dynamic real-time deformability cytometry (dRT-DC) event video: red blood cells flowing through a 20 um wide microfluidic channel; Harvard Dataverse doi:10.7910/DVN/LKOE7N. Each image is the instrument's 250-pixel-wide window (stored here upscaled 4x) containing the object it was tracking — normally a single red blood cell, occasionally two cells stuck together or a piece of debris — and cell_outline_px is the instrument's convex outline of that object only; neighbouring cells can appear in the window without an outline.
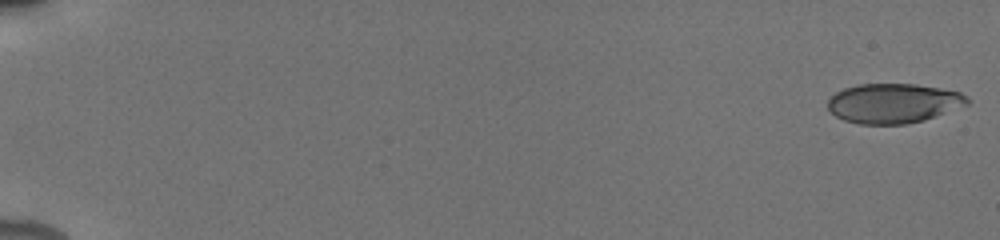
{"species": "human", "species_latin": "Homo sapiens", "temperature_condition": "cold", "stored_images_in_passage": 26, "camera_frame_rate_fps": 3000, "um_per_image_px": 0.085, "donor": {"sex": "male"}, "frame": {"image": 1, "passage_image": 1, "time_ms": 0.0, "image_size_px": [1000, 240], "cell_outline_px": [[972, 100], [968, 104], [924, 120], [908, 124], [860, 124], [844, 120], [836, 116], [828, 108], [828, 100], [836, 92], [844, 88], [856, 84], [916, 84], [940, 88], [960, 92], [968, 96]], "centroid_in_image_um": [75.96, 8.77], "position_along_channel_um": 9.0, "area_um2": 32.25}}
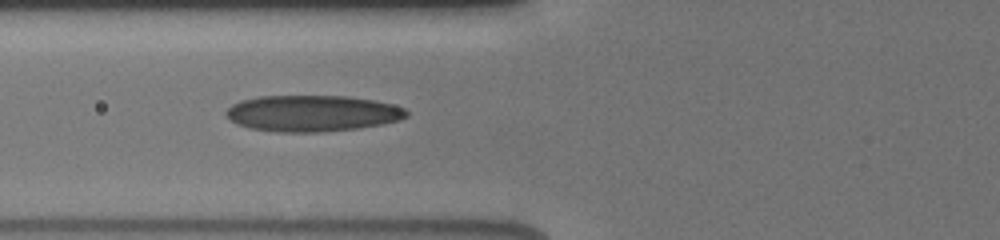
{"frame": {"image": 2, "passage_image": 16, "time_ms": 7.333, "image_size_px": [1000, 240], "cell_outline_px": [[408, 116], [400, 120], [380, 124], [356, 128], [320, 132], [276, 132], [248, 128], [236, 124], [224, 116], [224, 112], [232, 104], [240, 100], [256, 96], [348, 96], [372, 100], [392, 104], [404, 108], [408, 112]], "centroid_in_image_um": [26.47, 9.63], "position_along_channel_um": 99.3, "area_um2": 38.32}}
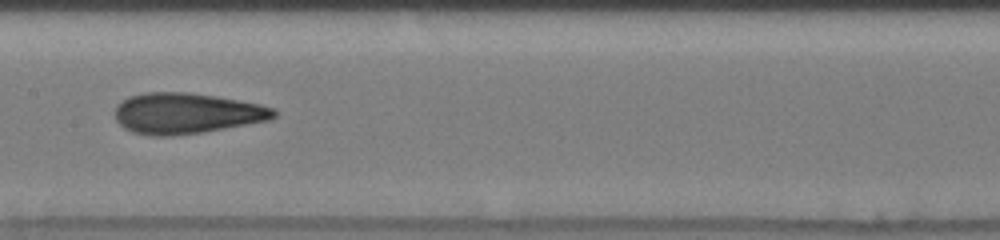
{"frame": {"image": 3, "passage_image": 24, "time_ms": 9.667, "image_size_px": [1000, 240], "cell_outline_px": [[276, 116], [268, 120], [204, 132], [172, 136], [152, 136], [132, 132], [124, 128], [116, 120], [116, 108], [128, 96], [144, 92], [188, 92], [216, 96], [260, 104], [276, 108]], "centroid_in_image_um": [15.86, 9.63], "position_along_channel_um": 191.5, "area_um2": 37.74}}